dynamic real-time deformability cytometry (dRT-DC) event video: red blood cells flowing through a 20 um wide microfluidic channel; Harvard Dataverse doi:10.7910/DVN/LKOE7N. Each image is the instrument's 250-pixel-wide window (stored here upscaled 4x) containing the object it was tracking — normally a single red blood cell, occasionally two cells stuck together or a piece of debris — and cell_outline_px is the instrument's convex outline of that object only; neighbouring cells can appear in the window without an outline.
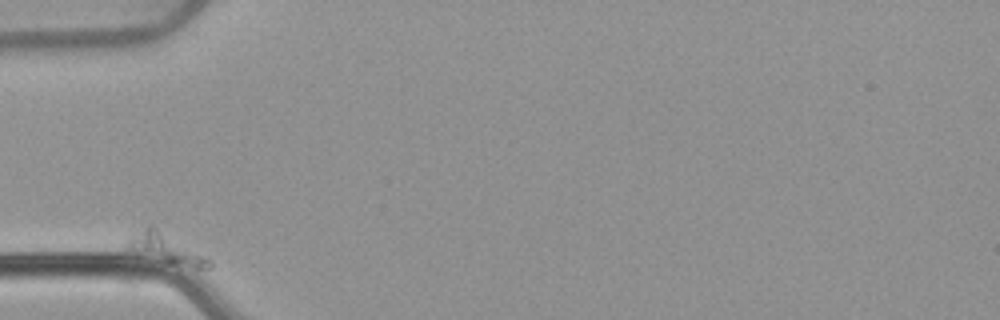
{"species": "common noctule bat (a hibernating species)", "species_latin": "Nyctalus noctula", "temperature_condition": "warm", "stored_images_in_passage": 42, "camera_frame_rate_fps": 3000, "um_per_image_px": 0.085, "animal": {"sex": "female", "body_mass_g": 22.7, "forearm_length_mm": 54.2}, "frame": {"image": 1, "passage_image": 1, "time_ms": 0.0, "image_size_px": [1000, 320], "cell_outline_px": [[212, 268], [196, 268], [164, 260], [136, 252], [124, 248], [128, 240], [132, 236], [152, 224], [208, 256], [212, 260]], "centroid_in_image_um": [14.2, 21.1], "position_along_channel_um": 70.8, "area_um2": 13.76}}
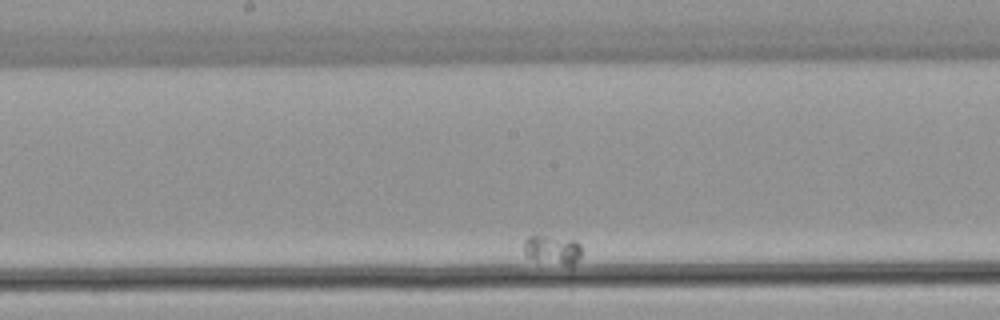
{"frame": {"image": 2, "passage_image": 22, "time_ms": 7.0, "image_size_px": [1000, 320], "cell_outline_px": [[580, 256], [572, 268], [536, 260], [524, 256], [524, 244], [528, 236], [548, 236], [576, 240], [580, 244]], "centroid_in_image_um": [46.98, 21.27], "position_along_channel_um": 201.2, "area_um2": 10.0}}
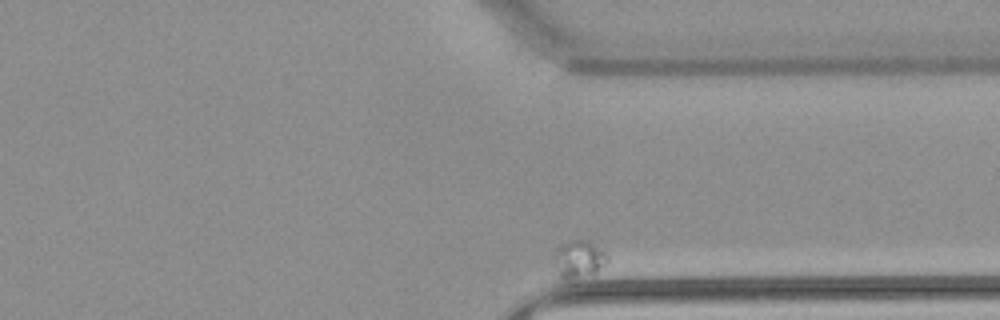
{"frame": {"image": 3, "passage_image": 42, "time_ms": 13.667, "image_size_px": [1000, 320], "cell_outline_px": [[608, 260], [596, 272], [568, 280], [564, 280], [560, 276], [552, 260], [552, 256], [556, 248], [560, 244], [568, 240], [588, 240], [604, 252], [608, 256]], "centroid_in_image_um": [49.13, 22.0], "position_along_channel_um": 362.3, "area_um2": 11.68}}